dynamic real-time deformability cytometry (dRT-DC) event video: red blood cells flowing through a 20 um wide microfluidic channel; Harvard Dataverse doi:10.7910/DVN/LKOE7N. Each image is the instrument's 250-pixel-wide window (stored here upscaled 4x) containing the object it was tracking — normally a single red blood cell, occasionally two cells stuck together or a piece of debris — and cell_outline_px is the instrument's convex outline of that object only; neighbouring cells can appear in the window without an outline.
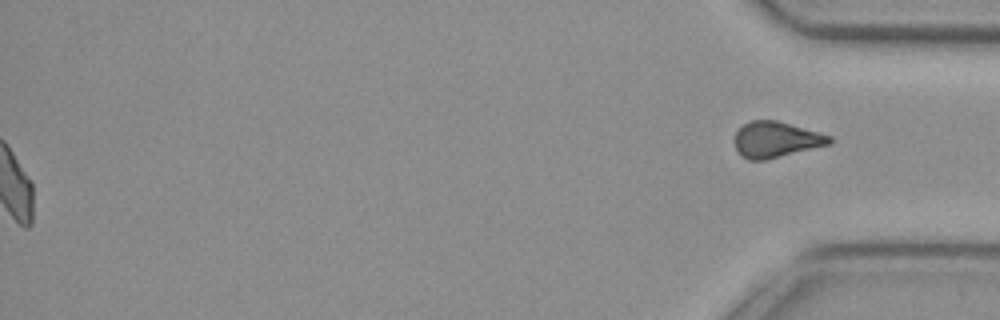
{"species": "common noctule bat (a hibernating species)", "species_latin": "Nyctalus noctula", "temperature_condition": "cold", "stored_images_in_passage": 54, "segment_of_instrument_passage": [2, 2], "camera_frame_rate_fps": 3000, "um_per_image_px": 0.085, "animal": {"sex": "female", "body_mass_g": 29.2, "forearm_length_mm": 56.3}, "frame": {"image": 1, "passage_image": 54, "time_ms": 17.667, "image_size_px": [1000, 320], "cell_outline_px": [[832, 144], [764, 160], [748, 160], [736, 148], [736, 132], [744, 124], [752, 120], [776, 120], [832, 136]], "centroid_in_image_um": [66.0, 11.86], "position_along_channel_um": 369.2, "area_um2": 19.48}}